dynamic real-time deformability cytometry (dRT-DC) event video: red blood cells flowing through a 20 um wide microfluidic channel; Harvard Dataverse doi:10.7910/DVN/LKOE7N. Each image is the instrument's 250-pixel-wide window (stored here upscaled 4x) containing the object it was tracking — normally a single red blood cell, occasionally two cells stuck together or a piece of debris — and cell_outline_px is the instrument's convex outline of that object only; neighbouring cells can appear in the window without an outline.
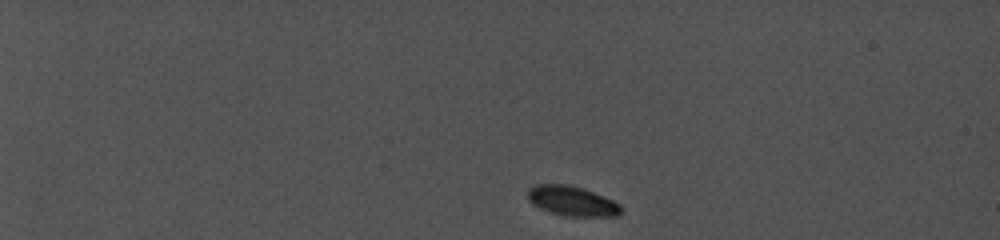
{"species": "common noctule bat (a hibernating species)", "species_latin": "Nyctalus noctula", "temperature_condition": "cold", "stored_images_in_passage": 12, "camera_frame_rate_fps": 5000, "um_per_image_px": 0.085, "animal": {"sex": "female", "body_mass_g": 19.0, "forearm_length_mm": 56.7}, "frame": {"image": 1, "passage_image": 1, "time_ms": 0.0, "image_size_px": [1000, 240], "cell_outline_px": [[624, 208], [616, 216], [564, 216], [548, 212], [532, 204], [528, 200], [528, 188], [536, 184], [568, 184], [584, 188], [612, 200], [620, 204]], "centroid_in_image_um": [48.6, 17.08], "position_along_channel_um": 36.4, "area_um2": 16.36}}